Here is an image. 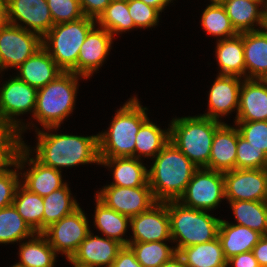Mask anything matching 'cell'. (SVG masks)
Segmentation results:
<instances>
[{"label": "cell", "mask_w": 267, "mask_h": 267, "mask_svg": "<svg viewBox=\"0 0 267 267\" xmlns=\"http://www.w3.org/2000/svg\"><path fill=\"white\" fill-rule=\"evenodd\" d=\"M38 138L36 159L42 164L61 171L62 167L71 168L79 164H100L98 135L77 136L52 134L35 130Z\"/></svg>", "instance_id": "1"}, {"label": "cell", "mask_w": 267, "mask_h": 267, "mask_svg": "<svg viewBox=\"0 0 267 267\" xmlns=\"http://www.w3.org/2000/svg\"><path fill=\"white\" fill-rule=\"evenodd\" d=\"M148 183L157 202L178 201L199 168L171 141L153 158Z\"/></svg>", "instance_id": "2"}, {"label": "cell", "mask_w": 267, "mask_h": 267, "mask_svg": "<svg viewBox=\"0 0 267 267\" xmlns=\"http://www.w3.org/2000/svg\"><path fill=\"white\" fill-rule=\"evenodd\" d=\"M129 99L116 112L109 130L97 134L99 158L135 157L136 134L148 119V109L137 97Z\"/></svg>", "instance_id": "3"}, {"label": "cell", "mask_w": 267, "mask_h": 267, "mask_svg": "<svg viewBox=\"0 0 267 267\" xmlns=\"http://www.w3.org/2000/svg\"><path fill=\"white\" fill-rule=\"evenodd\" d=\"M80 77L82 76L73 72H62L46 86L38 89L33 118L48 132L59 128L64 119L73 112Z\"/></svg>", "instance_id": "4"}, {"label": "cell", "mask_w": 267, "mask_h": 267, "mask_svg": "<svg viewBox=\"0 0 267 267\" xmlns=\"http://www.w3.org/2000/svg\"><path fill=\"white\" fill-rule=\"evenodd\" d=\"M222 123L199 115L173 118L169 128V141L197 167L209 169L213 137Z\"/></svg>", "instance_id": "5"}, {"label": "cell", "mask_w": 267, "mask_h": 267, "mask_svg": "<svg viewBox=\"0 0 267 267\" xmlns=\"http://www.w3.org/2000/svg\"><path fill=\"white\" fill-rule=\"evenodd\" d=\"M167 208L171 241L178 242L175 245L177 253L184 247L209 242L218 237L221 219L207 214L208 211L186 207L179 201H167Z\"/></svg>", "instance_id": "6"}, {"label": "cell", "mask_w": 267, "mask_h": 267, "mask_svg": "<svg viewBox=\"0 0 267 267\" xmlns=\"http://www.w3.org/2000/svg\"><path fill=\"white\" fill-rule=\"evenodd\" d=\"M96 20L82 17L76 21L54 25L43 37L42 47L63 72L77 74L79 50Z\"/></svg>", "instance_id": "7"}, {"label": "cell", "mask_w": 267, "mask_h": 267, "mask_svg": "<svg viewBox=\"0 0 267 267\" xmlns=\"http://www.w3.org/2000/svg\"><path fill=\"white\" fill-rule=\"evenodd\" d=\"M224 172L198 168L178 201L189 208L211 211L225 199Z\"/></svg>", "instance_id": "8"}, {"label": "cell", "mask_w": 267, "mask_h": 267, "mask_svg": "<svg viewBox=\"0 0 267 267\" xmlns=\"http://www.w3.org/2000/svg\"><path fill=\"white\" fill-rule=\"evenodd\" d=\"M37 89L29 86L17 76L11 77L0 88V123L11 126L20 131L26 130L25 123L15 119L30 111L34 114L37 99Z\"/></svg>", "instance_id": "9"}, {"label": "cell", "mask_w": 267, "mask_h": 267, "mask_svg": "<svg viewBox=\"0 0 267 267\" xmlns=\"http://www.w3.org/2000/svg\"><path fill=\"white\" fill-rule=\"evenodd\" d=\"M40 48V35L11 24L0 28V72L18 68Z\"/></svg>", "instance_id": "10"}, {"label": "cell", "mask_w": 267, "mask_h": 267, "mask_svg": "<svg viewBox=\"0 0 267 267\" xmlns=\"http://www.w3.org/2000/svg\"><path fill=\"white\" fill-rule=\"evenodd\" d=\"M87 216L79 207L70 215L51 224L43 234L56 253L65 254L69 261L90 232Z\"/></svg>", "instance_id": "11"}, {"label": "cell", "mask_w": 267, "mask_h": 267, "mask_svg": "<svg viewBox=\"0 0 267 267\" xmlns=\"http://www.w3.org/2000/svg\"><path fill=\"white\" fill-rule=\"evenodd\" d=\"M96 197L107 207L129 218L149 210L157 203L150 186L119 187L106 185Z\"/></svg>", "instance_id": "12"}, {"label": "cell", "mask_w": 267, "mask_h": 267, "mask_svg": "<svg viewBox=\"0 0 267 267\" xmlns=\"http://www.w3.org/2000/svg\"><path fill=\"white\" fill-rule=\"evenodd\" d=\"M224 183L228 201H266L267 168L226 171Z\"/></svg>", "instance_id": "13"}, {"label": "cell", "mask_w": 267, "mask_h": 267, "mask_svg": "<svg viewBox=\"0 0 267 267\" xmlns=\"http://www.w3.org/2000/svg\"><path fill=\"white\" fill-rule=\"evenodd\" d=\"M29 148L28 145L23 143L16 159L20 170H24L26 163L31 167L24 173L19 172L24 180L21 181V184L30 192L36 193L41 197L63 187L66 183L62 182L61 171L42 164L35 157L30 158L29 155L32 152Z\"/></svg>", "instance_id": "14"}, {"label": "cell", "mask_w": 267, "mask_h": 267, "mask_svg": "<svg viewBox=\"0 0 267 267\" xmlns=\"http://www.w3.org/2000/svg\"><path fill=\"white\" fill-rule=\"evenodd\" d=\"M7 18L8 24L22 27L41 37L54 26L47 0H7Z\"/></svg>", "instance_id": "15"}, {"label": "cell", "mask_w": 267, "mask_h": 267, "mask_svg": "<svg viewBox=\"0 0 267 267\" xmlns=\"http://www.w3.org/2000/svg\"><path fill=\"white\" fill-rule=\"evenodd\" d=\"M133 239L129 242H157L171 240L167 202H157L149 210L130 218Z\"/></svg>", "instance_id": "16"}, {"label": "cell", "mask_w": 267, "mask_h": 267, "mask_svg": "<svg viewBox=\"0 0 267 267\" xmlns=\"http://www.w3.org/2000/svg\"><path fill=\"white\" fill-rule=\"evenodd\" d=\"M122 247L118 241L94 236L90 231L69 263L75 267H111Z\"/></svg>", "instance_id": "17"}, {"label": "cell", "mask_w": 267, "mask_h": 267, "mask_svg": "<svg viewBox=\"0 0 267 267\" xmlns=\"http://www.w3.org/2000/svg\"><path fill=\"white\" fill-rule=\"evenodd\" d=\"M94 26L86 36L79 50L77 75L83 79L90 78L102 66L110 53L113 35L106 29Z\"/></svg>", "instance_id": "18"}, {"label": "cell", "mask_w": 267, "mask_h": 267, "mask_svg": "<svg viewBox=\"0 0 267 267\" xmlns=\"http://www.w3.org/2000/svg\"><path fill=\"white\" fill-rule=\"evenodd\" d=\"M241 77L232 75H218L211 86L208 98V112L200 115L221 121L223 117L239 107V92Z\"/></svg>", "instance_id": "19"}, {"label": "cell", "mask_w": 267, "mask_h": 267, "mask_svg": "<svg viewBox=\"0 0 267 267\" xmlns=\"http://www.w3.org/2000/svg\"><path fill=\"white\" fill-rule=\"evenodd\" d=\"M241 81L235 121H267V82L246 78Z\"/></svg>", "instance_id": "20"}, {"label": "cell", "mask_w": 267, "mask_h": 267, "mask_svg": "<svg viewBox=\"0 0 267 267\" xmlns=\"http://www.w3.org/2000/svg\"><path fill=\"white\" fill-rule=\"evenodd\" d=\"M222 5L238 33L259 30L256 25L261 29L267 25L266 0H224Z\"/></svg>", "instance_id": "21"}, {"label": "cell", "mask_w": 267, "mask_h": 267, "mask_svg": "<svg viewBox=\"0 0 267 267\" xmlns=\"http://www.w3.org/2000/svg\"><path fill=\"white\" fill-rule=\"evenodd\" d=\"M239 132L224 122L216 129L209 157V169L226 172L236 169Z\"/></svg>", "instance_id": "22"}, {"label": "cell", "mask_w": 267, "mask_h": 267, "mask_svg": "<svg viewBox=\"0 0 267 267\" xmlns=\"http://www.w3.org/2000/svg\"><path fill=\"white\" fill-rule=\"evenodd\" d=\"M243 48L245 78L264 79L267 76V27L243 32Z\"/></svg>", "instance_id": "23"}, {"label": "cell", "mask_w": 267, "mask_h": 267, "mask_svg": "<svg viewBox=\"0 0 267 267\" xmlns=\"http://www.w3.org/2000/svg\"><path fill=\"white\" fill-rule=\"evenodd\" d=\"M18 71L17 77L37 90L63 72L43 47L21 64Z\"/></svg>", "instance_id": "24"}, {"label": "cell", "mask_w": 267, "mask_h": 267, "mask_svg": "<svg viewBox=\"0 0 267 267\" xmlns=\"http://www.w3.org/2000/svg\"><path fill=\"white\" fill-rule=\"evenodd\" d=\"M263 235L248 227L221 220L218 238L226 260L240 253L252 251Z\"/></svg>", "instance_id": "25"}, {"label": "cell", "mask_w": 267, "mask_h": 267, "mask_svg": "<svg viewBox=\"0 0 267 267\" xmlns=\"http://www.w3.org/2000/svg\"><path fill=\"white\" fill-rule=\"evenodd\" d=\"M100 164L113 170L114 181L110 185L119 187L149 186L148 170L135 157L99 158Z\"/></svg>", "instance_id": "26"}, {"label": "cell", "mask_w": 267, "mask_h": 267, "mask_svg": "<svg viewBox=\"0 0 267 267\" xmlns=\"http://www.w3.org/2000/svg\"><path fill=\"white\" fill-rule=\"evenodd\" d=\"M217 41L215 53L220 67L219 75L245 78L243 33L227 39H217Z\"/></svg>", "instance_id": "27"}, {"label": "cell", "mask_w": 267, "mask_h": 267, "mask_svg": "<svg viewBox=\"0 0 267 267\" xmlns=\"http://www.w3.org/2000/svg\"><path fill=\"white\" fill-rule=\"evenodd\" d=\"M178 254L187 267H228L218 237L209 242L184 247Z\"/></svg>", "instance_id": "28"}, {"label": "cell", "mask_w": 267, "mask_h": 267, "mask_svg": "<svg viewBox=\"0 0 267 267\" xmlns=\"http://www.w3.org/2000/svg\"><path fill=\"white\" fill-rule=\"evenodd\" d=\"M57 253L43 233H35L19 246V265L24 267H54Z\"/></svg>", "instance_id": "29"}, {"label": "cell", "mask_w": 267, "mask_h": 267, "mask_svg": "<svg viewBox=\"0 0 267 267\" xmlns=\"http://www.w3.org/2000/svg\"><path fill=\"white\" fill-rule=\"evenodd\" d=\"M95 198L94 225L105 237L116 240L123 246H128L130 239H125L123 236L127 226H130V218L107 207L97 197Z\"/></svg>", "instance_id": "30"}, {"label": "cell", "mask_w": 267, "mask_h": 267, "mask_svg": "<svg viewBox=\"0 0 267 267\" xmlns=\"http://www.w3.org/2000/svg\"><path fill=\"white\" fill-rule=\"evenodd\" d=\"M12 204L35 233H43V197L20 184Z\"/></svg>", "instance_id": "31"}, {"label": "cell", "mask_w": 267, "mask_h": 267, "mask_svg": "<svg viewBox=\"0 0 267 267\" xmlns=\"http://www.w3.org/2000/svg\"><path fill=\"white\" fill-rule=\"evenodd\" d=\"M170 130H163L152 123L149 118L141 125L135 139V158L151 157L153 159L169 142ZM142 156V157H141Z\"/></svg>", "instance_id": "32"}, {"label": "cell", "mask_w": 267, "mask_h": 267, "mask_svg": "<svg viewBox=\"0 0 267 267\" xmlns=\"http://www.w3.org/2000/svg\"><path fill=\"white\" fill-rule=\"evenodd\" d=\"M70 192L68 184L66 183L60 189L53 191L49 195L43 196V232L51 224L70 215L80 207L74 197H71Z\"/></svg>", "instance_id": "33"}, {"label": "cell", "mask_w": 267, "mask_h": 267, "mask_svg": "<svg viewBox=\"0 0 267 267\" xmlns=\"http://www.w3.org/2000/svg\"><path fill=\"white\" fill-rule=\"evenodd\" d=\"M237 225L248 227L267 235V202L266 201H229Z\"/></svg>", "instance_id": "34"}, {"label": "cell", "mask_w": 267, "mask_h": 267, "mask_svg": "<svg viewBox=\"0 0 267 267\" xmlns=\"http://www.w3.org/2000/svg\"><path fill=\"white\" fill-rule=\"evenodd\" d=\"M34 234L13 204L0 209V243L20 242Z\"/></svg>", "instance_id": "35"}, {"label": "cell", "mask_w": 267, "mask_h": 267, "mask_svg": "<svg viewBox=\"0 0 267 267\" xmlns=\"http://www.w3.org/2000/svg\"><path fill=\"white\" fill-rule=\"evenodd\" d=\"M96 23L113 36L136 28L128 10V0L111 1Z\"/></svg>", "instance_id": "36"}, {"label": "cell", "mask_w": 267, "mask_h": 267, "mask_svg": "<svg viewBox=\"0 0 267 267\" xmlns=\"http://www.w3.org/2000/svg\"><path fill=\"white\" fill-rule=\"evenodd\" d=\"M128 246L143 267H159L177 254L175 247H169L164 241L129 242Z\"/></svg>", "instance_id": "37"}, {"label": "cell", "mask_w": 267, "mask_h": 267, "mask_svg": "<svg viewBox=\"0 0 267 267\" xmlns=\"http://www.w3.org/2000/svg\"><path fill=\"white\" fill-rule=\"evenodd\" d=\"M201 25L212 36L227 39L239 33L233 27L222 4H210L203 11Z\"/></svg>", "instance_id": "38"}, {"label": "cell", "mask_w": 267, "mask_h": 267, "mask_svg": "<svg viewBox=\"0 0 267 267\" xmlns=\"http://www.w3.org/2000/svg\"><path fill=\"white\" fill-rule=\"evenodd\" d=\"M22 140L19 130L8 125L0 127V174L16 163L18 153L24 143Z\"/></svg>", "instance_id": "39"}, {"label": "cell", "mask_w": 267, "mask_h": 267, "mask_svg": "<svg viewBox=\"0 0 267 267\" xmlns=\"http://www.w3.org/2000/svg\"><path fill=\"white\" fill-rule=\"evenodd\" d=\"M267 168V155L262 149L251 145L250 142L238 136L236 169Z\"/></svg>", "instance_id": "40"}, {"label": "cell", "mask_w": 267, "mask_h": 267, "mask_svg": "<svg viewBox=\"0 0 267 267\" xmlns=\"http://www.w3.org/2000/svg\"><path fill=\"white\" fill-rule=\"evenodd\" d=\"M54 25L84 17L79 0H47Z\"/></svg>", "instance_id": "41"}, {"label": "cell", "mask_w": 267, "mask_h": 267, "mask_svg": "<svg viewBox=\"0 0 267 267\" xmlns=\"http://www.w3.org/2000/svg\"><path fill=\"white\" fill-rule=\"evenodd\" d=\"M242 138L267 155V121H235Z\"/></svg>", "instance_id": "42"}, {"label": "cell", "mask_w": 267, "mask_h": 267, "mask_svg": "<svg viewBox=\"0 0 267 267\" xmlns=\"http://www.w3.org/2000/svg\"><path fill=\"white\" fill-rule=\"evenodd\" d=\"M128 10L136 28H150L159 22L160 12L141 0H128Z\"/></svg>", "instance_id": "43"}, {"label": "cell", "mask_w": 267, "mask_h": 267, "mask_svg": "<svg viewBox=\"0 0 267 267\" xmlns=\"http://www.w3.org/2000/svg\"><path fill=\"white\" fill-rule=\"evenodd\" d=\"M13 169H9L6 172L0 174V209L12 205L15 198V193L18 186L21 184L19 180V174L17 173L19 167L17 163L13 165Z\"/></svg>", "instance_id": "44"}, {"label": "cell", "mask_w": 267, "mask_h": 267, "mask_svg": "<svg viewBox=\"0 0 267 267\" xmlns=\"http://www.w3.org/2000/svg\"><path fill=\"white\" fill-rule=\"evenodd\" d=\"M83 15L97 20L111 0H79Z\"/></svg>", "instance_id": "45"}, {"label": "cell", "mask_w": 267, "mask_h": 267, "mask_svg": "<svg viewBox=\"0 0 267 267\" xmlns=\"http://www.w3.org/2000/svg\"><path fill=\"white\" fill-rule=\"evenodd\" d=\"M111 267H143L129 246H123L117 253Z\"/></svg>", "instance_id": "46"}, {"label": "cell", "mask_w": 267, "mask_h": 267, "mask_svg": "<svg viewBox=\"0 0 267 267\" xmlns=\"http://www.w3.org/2000/svg\"><path fill=\"white\" fill-rule=\"evenodd\" d=\"M232 267H260L252 251L240 253L227 260V266Z\"/></svg>", "instance_id": "47"}, {"label": "cell", "mask_w": 267, "mask_h": 267, "mask_svg": "<svg viewBox=\"0 0 267 267\" xmlns=\"http://www.w3.org/2000/svg\"><path fill=\"white\" fill-rule=\"evenodd\" d=\"M252 252L260 267H267V235H263Z\"/></svg>", "instance_id": "48"}, {"label": "cell", "mask_w": 267, "mask_h": 267, "mask_svg": "<svg viewBox=\"0 0 267 267\" xmlns=\"http://www.w3.org/2000/svg\"><path fill=\"white\" fill-rule=\"evenodd\" d=\"M159 267H187L182 257L177 253L170 260L166 261Z\"/></svg>", "instance_id": "49"}, {"label": "cell", "mask_w": 267, "mask_h": 267, "mask_svg": "<svg viewBox=\"0 0 267 267\" xmlns=\"http://www.w3.org/2000/svg\"><path fill=\"white\" fill-rule=\"evenodd\" d=\"M146 5L156 8L159 12L162 13L164 8L173 0H141Z\"/></svg>", "instance_id": "50"}, {"label": "cell", "mask_w": 267, "mask_h": 267, "mask_svg": "<svg viewBox=\"0 0 267 267\" xmlns=\"http://www.w3.org/2000/svg\"><path fill=\"white\" fill-rule=\"evenodd\" d=\"M8 24L7 0H0V28Z\"/></svg>", "instance_id": "51"}, {"label": "cell", "mask_w": 267, "mask_h": 267, "mask_svg": "<svg viewBox=\"0 0 267 267\" xmlns=\"http://www.w3.org/2000/svg\"><path fill=\"white\" fill-rule=\"evenodd\" d=\"M210 4H222L224 0H210Z\"/></svg>", "instance_id": "52"}, {"label": "cell", "mask_w": 267, "mask_h": 267, "mask_svg": "<svg viewBox=\"0 0 267 267\" xmlns=\"http://www.w3.org/2000/svg\"><path fill=\"white\" fill-rule=\"evenodd\" d=\"M11 267H24V266H21V265H19V264L16 263L15 265H13Z\"/></svg>", "instance_id": "53"}]
</instances>
